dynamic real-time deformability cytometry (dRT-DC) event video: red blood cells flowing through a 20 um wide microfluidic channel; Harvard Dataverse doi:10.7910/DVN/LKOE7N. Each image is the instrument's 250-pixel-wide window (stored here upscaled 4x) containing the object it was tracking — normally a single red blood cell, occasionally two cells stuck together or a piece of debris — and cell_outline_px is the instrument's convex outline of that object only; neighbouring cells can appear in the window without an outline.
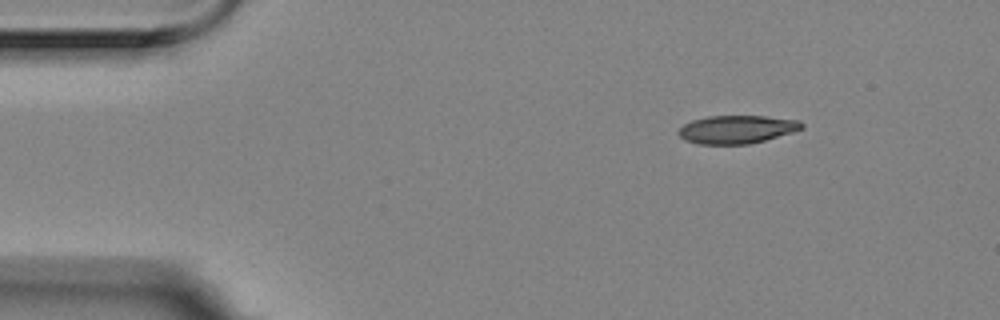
{"species": "Egyptian fruit bat (a non-hibernating species)", "species_latin": "Rousettus aegyptiacus", "temperature_condition": "room temperature", "stored_images_in_passage": 3, "camera_frame_rate_fps": 3000, "um_per_image_px": 0.085, "animal": {"sex": "female"}, "frame": {"image": 1, "passage_image": 1, "time_ms": 0.0, "image_size_px": [1000, 320], "cell_outline_px": [[804, 128], [792, 132], [764, 140], [748, 144], [700, 144], [684, 140], [680, 136], [680, 128], [684, 124], [692, 120], [708, 116], [764, 116], [800, 120], [804, 124]], "centroid_in_image_um": [62.65, 10.99], "position_along_channel_um": 22.4, "area_um2": 20.06}}